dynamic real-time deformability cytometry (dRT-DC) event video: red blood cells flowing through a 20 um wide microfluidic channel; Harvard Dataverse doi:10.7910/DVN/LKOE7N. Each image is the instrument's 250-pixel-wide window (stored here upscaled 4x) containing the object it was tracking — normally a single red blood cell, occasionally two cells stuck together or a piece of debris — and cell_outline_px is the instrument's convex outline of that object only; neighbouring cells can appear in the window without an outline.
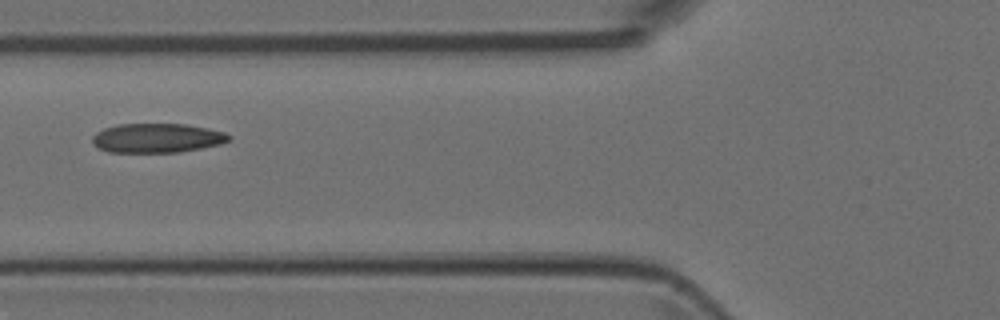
{"species": "Egyptian fruit bat (a non-hibernating species)", "species_latin": "Rousettus aegyptiacus", "temperature_condition": "room temperature", "stored_images_in_passage": 7, "camera_frame_rate_fps": 3000, "um_per_image_px": 0.085, "animal": {"sex": "female"}, "frame": {"image": 1, "passage_image": 6, "time_ms": 1.667, "image_size_px": [1000, 320], "cell_outline_px": [[232, 136], [228, 140], [220, 144], [200, 148], [176, 152], [108, 152], [92, 144], [92, 136], [96, 132], [104, 128], [116, 124], [184, 124], [208, 128], [224, 132]], "centroid_in_image_um": [13.31, 11.72], "position_along_channel_um": 112.5, "area_um2": 23.24}}
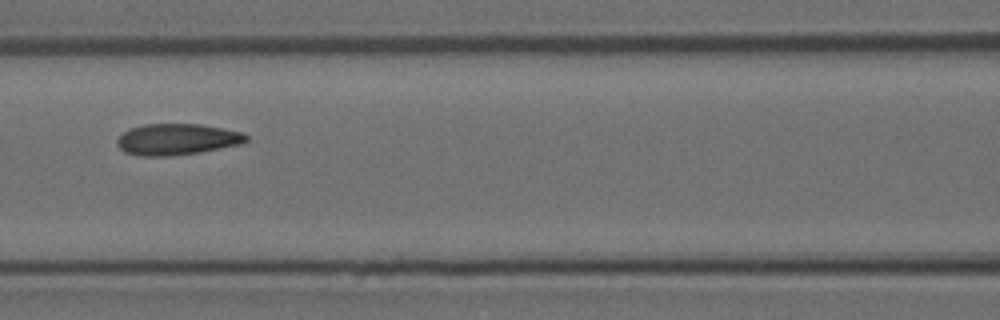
{"frame": {"image": 2, "passage_image": 7, "time_ms": 2.0, "image_size_px": [1000, 320], "cell_outline_px": [[248, 140], [240, 144], [200, 152], [172, 156], [136, 156], [124, 152], [116, 144], [116, 140], [128, 128], [144, 124], [200, 124], [244, 132], [248, 136]], "centroid_in_image_um": [15.02, 11.84], "position_along_channel_um": 151.6, "area_um2": 23.7}}